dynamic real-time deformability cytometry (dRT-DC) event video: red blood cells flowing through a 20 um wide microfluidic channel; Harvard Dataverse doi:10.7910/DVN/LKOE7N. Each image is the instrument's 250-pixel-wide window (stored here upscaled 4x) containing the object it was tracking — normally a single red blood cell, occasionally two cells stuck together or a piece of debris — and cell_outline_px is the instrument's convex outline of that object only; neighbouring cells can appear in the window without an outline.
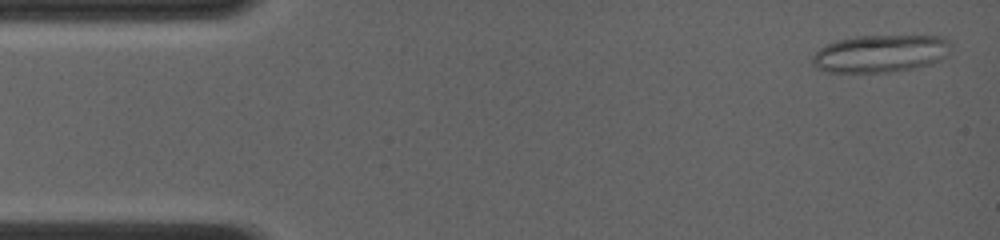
{"species": "common noctule bat (a hibernating species)", "species_latin": "Nyctalus noctula", "temperature_condition": "room temperature", "stored_images_in_passage": 59, "camera_frame_rate_fps": 4000, "um_per_image_px": 0.085, "animal": {"sex": "female", "body_mass_g": 19.0, "forearm_length_mm": 56.7}, "frame": {"image": 1, "passage_image": 2, "time_ms": 0.25, "image_size_px": [1000, 240], "cell_outline_px": [[952, 44], [944, 56], [940, 60], [932, 64], [912, 68], [888, 72], [828, 72], [816, 68], [812, 64], [812, 56], [820, 48], [836, 40], [856, 36], [948, 36]], "centroid_in_image_um": [74.84, 4.54], "position_along_channel_um": 10.2, "area_um2": 30.35}}
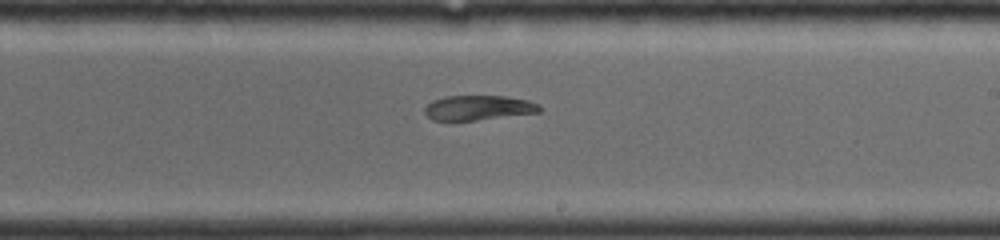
{"frame": {"image": 2, "passage_image": 35, "time_ms": 8.5, "image_size_px": [1000, 240], "cell_outline_px": [[540, 112], [476, 120], [432, 120], [424, 112], [424, 108], [432, 100], [444, 96], [504, 96], [528, 100], [540, 104]], "centroid_in_image_um": [40.65, 9.15], "position_along_channel_um": 248.4, "area_um2": 16.53}}
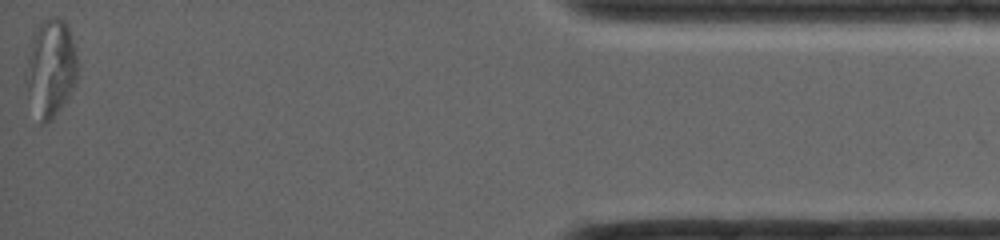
{"frame": {"image": 3, "passage_image": 59, "time_ms": 14.5, "image_size_px": [1000, 240], "cell_outline_px": [[80, 64], [76, 80], [68, 96], [60, 108], [44, 124], [40, 124], [28, 96], [24, 76], [24, 72], [28, 56], [36, 32], [40, 24], [48, 16], [60, 16], [64, 20], [68, 28]], "centroid_in_image_um": [4.32, 5.77], "position_along_channel_um": 430.9, "area_um2": 29.13}, "authors_computed_cell_mechanics": {"area_um2": 22.9466, "velocity_mm_per_s": 4.2066, "shape_relaxation_time_tau1_ms": null, "shape_relaxation_time_tau2_ms": 4.2959, "deformation_change_tau1": null, "deformation_change_tau2": 0.0761}}